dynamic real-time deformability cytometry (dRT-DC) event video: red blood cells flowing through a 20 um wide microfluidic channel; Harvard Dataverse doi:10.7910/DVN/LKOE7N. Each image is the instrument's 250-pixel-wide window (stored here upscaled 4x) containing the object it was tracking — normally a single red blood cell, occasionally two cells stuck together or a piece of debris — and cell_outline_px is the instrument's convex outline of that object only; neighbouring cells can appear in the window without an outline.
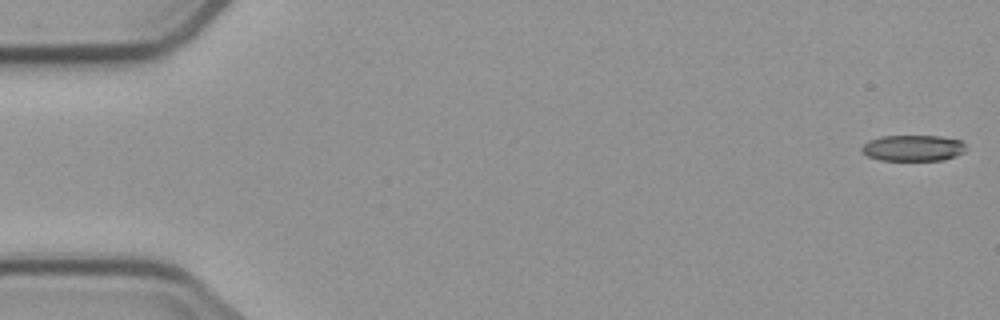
{"species": "common noctule bat (a hibernating species)", "species_latin": "Nyctalus noctula", "temperature_condition": "cold", "stored_images_in_passage": 7, "segment_of_instrument_passage": [2, 2], "camera_frame_rate_fps": 3000, "um_per_image_px": 0.085, "animal": {"sex": "male", "body_mass_g": 23.1, "forearm_length_mm": 52.7}, "frame": {"image": 1, "passage_image": 7, "time_ms": 8.0, "image_size_px": [1000, 320], "cell_outline_px": [[964, 152], [956, 156], [944, 160], [880, 160], [868, 156], [860, 148], [868, 140], [880, 136], [940, 136], [960, 140], [964, 144]], "centroid_in_image_um": [77.6, 12.58], "position_along_channel_um": 7.4, "area_um2": 15.78}}